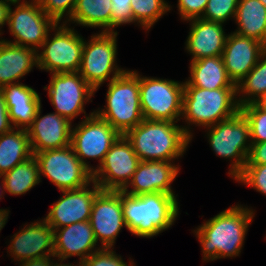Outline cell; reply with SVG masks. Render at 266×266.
Here are the masks:
<instances>
[{"label": "cell", "mask_w": 266, "mask_h": 266, "mask_svg": "<svg viewBox=\"0 0 266 266\" xmlns=\"http://www.w3.org/2000/svg\"><path fill=\"white\" fill-rule=\"evenodd\" d=\"M254 214L253 209L237 204L197 227L193 232L200 241L203 261L239 256Z\"/></svg>", "instance_id": "6da1fadb"}, {"label": "cell", "mask_w": 266, "mask_h": 266, "mask_svg": "<svg viewBox=\"0 0 266 266\" xmlns=\"http://www.w3.org/2000/svg\"><path fill=\"white\" fill-rule=\"evenodd\" d=\"M176 196L165 193L132 196L122 191V209L128 231L151 238L170 228L179 215Z\"/></svg>", "instance_id": "7a4b0ae2"}, {"label": "cell", "mask_w": 266, "mask_h": 266, "mask_svg": "<svg viewBox=\"0 0 266 266\" xmlns=\"http://www.w3.org/2000/svg\"><path fill=\"white\" fill-rule=\"evenodd\" d=\"M177 122L143 120L130 129L125 137L141 161H169L179 159L186 152L191 139Z\"/></svg>", "instance_id": "3957f363"}, {"label": "cell", "mask_w": 266, "mask_h": 266, "mask_svg": "<svg viewBox=\"0 0 266 266\" xmlns=\"http://www.w3.org/2000/svg\"><path fill=\"white\" fill-rule=\"evenodd\" d=\"M239 111L236 88L208 90L184 82L181 118L188 125L182 127L191 140V124L207 128L230 119Z\"/></svg>", "instance_id": "277c9868"}, {"label": "cell", "mask_w": 266, "mask_h": 266, "mask_svg": "<svg viewBox=\"0 0 266 266\" xmlns=\"http://www.w3.org/2000/svg\"><path fill=\"white\" fill-rule=\"evenodd\" d=\"M106 105L95 113L121 135L140 124L144 118L140 104L139 73L126 70L107 84Z\"/></svg>", "instance_id": "5b68a950"}, {"label": "cell", "mask_w": 266, "mask_h": 266, "mask_svg": "<svg viewBox=\"0 0 266 266\" xmlns=\"http://www.w3.org/2000/svg\"><path fill=\"white\" fill-rule=\"evenodd\" d=\"M206 129L208 142L214 153L222 158L231 159L228 174L235 179L244 169L252 144L247 119L239 111L230 119Z\"/></svg>", "instance_id": "8992f818"}, {"label": "cell", "mask_w": 266, "mask_h": 266, "mask_svg": "<svg viewBox=\"0 0 266 266\" xmlns=\"http://www.w3.org/2000/svg\"><path fill=\"white\" fill-rule=\"evenodd\" d=\"M117 35L118 32H99L84 41L78 72L96 92L105 81L110 82L126 71L116 63Z\"/></svg>", "instance_id": "52a82bcc"}, {"label": "cell", "mask_w": 266, "mask_h": 266, "mask_svg": "<svg viewBox=\"0 0 266 266\" xmlns=\"http://www.w3.org/2000/svg\"><path fill=\"white\" fill-rule=\"evenodd\" d=\"M140 104L145 120L178 122L182 114L184 82L139 74Z\"/></svg>", "instance_id": "ba28073f"}, {"label": "cell", "mask_w": 266, "mask_h": 266, "mask_svg": "<svg viewBox=\"0 0 266 266\" xmlns=\"http://www.w3.org/2000/svg\"><path fill=\"white\" fill-rule=\"evenodd\" d=\"M54 35L42 43V51L37 53L38 67L46 72L66 73L78 72L84 46L83 37L67 23H57L52 29Z\"/></svg>", "instance_id": "9c48e42d"}, {"label": "cell", "mask_w": 266, "mask_h": 266, "mask_svg": "<svg viewBox=\"0 0 266 266\" xmlns=\"http://www.w3.org/2000/svg\"><path fill=\"white\" fill-rule=\"evenodd\" d=\"M31 1V2H30ZM8 13L9 32L15 38L6 42L35 49L39 52L42 43L55 27L57 22L41 9L37 0H23L22 2H11Z\"/></svg>", "instance_id": "30bf717a"}, {"label": "cell", "mask_w": 266, "mask_h": 266, "mask_svg": "<svg viewBox=\"0 0 266 266\" xmlns=\"http://www.w3.org/2000/svg\"><path fill=\"white\" fill-rule=\"evenodd\" d=\"M38 162L40 176L47 177L60 191L88 185L92 172L76 156L71 145L33 154Z\"/></svg>", "instance_id": "8fae6325"}, {"label": "cell", "mask_w": 266, "mask_h": 266, "mask_svg": "<svg viewBox=\"0 0 266 266\" xmlns=\"http://www.w3.org/2000/svg\"><path fill=\"white\" fill-rule=\"evenodd\" d=\"M89 114L75 128L72 127L70 145L81 163L93 172L95 168L86 159H96L100 165L121 134L95 111Z\"/></svg>", "instance_id": "7c38bea8"}, {"label": "cell", "mask_w": 266, "mask_h": 266, "mask_svg": "<svg viewBox=\"0 0 266 266\" xmlns=\"http://www.w3.org/2000/svg\"><path fill=\"white\" fill-rule=\"evenodd\" d=\"M131 142L121 135L105 154L102 163L92 172V179L102 190L123 191L139 165Z\"/></svg>", "instance_id": "4fadbf2b"}, {"label": "cell", "mask_w": 266, "mask_h": 266, "mask_svg": "<svg viewBox=\"0 0 266 266\" xmlns=\"http://www.w3.org/2000/svg\"><path fill=\"white\" fill-rule=\"evenodd\" d=\"M48 97L55 112L69 120L86 112L84 105L95 94V90L80 76L79 72L53 73L48 86Z\"/></svg>", "instance_id": "5bb4252c"}, {"label": "cell", "mask_w": 266, "mask_h": 266, "mask_svg": "<svg viewBox=\"0 0 266 266\" xmlns=\"http://www.w3.org/2000/svg\"><path fill=\"white\" fill-rule=\"evenodd\" d=\"M90 224L102 248H113L120 230L127 226L122 209V191L101 190L94 198Z\"/></svg>", "instance_id": "9a60e30c"}, {"label": "cell", "mask_w": 266, "mask_h": 266, "mask_svg": "<svg viewBox=\"0 0 266 266\" xmlns=\"http://www.w3.org/2000/svg\"><path fill=\"white\" fill-rule=\"evenodd\" d=\"M91 183H93L92 189H90ZM101 190V187L92 180L84 187L61 191L63 196L52 204L44 220L54 230L73 223L89 221L94 198Z\"/></svg>", "instance_id": "2e32d148"}, {"label": "cell", "mask_w": 266, "mask_h": 266, "mask_svg": "<svg viewBox=\"0 0 266 266\" xmlns=\"http://www.w3.org/2000/svg\"><path fill=\"white\" fill-rule=\"evenodd\" d=\"M38 108L32 124L26 129L33 154L46 150L61 149L71 143L72 124L56 112L41 115Z\"/></svg>", "instance_id": "e0dca14e"}, {"label": "cell", "mask_w": 266, "mask_h": 266, "mask_svg": "<svg viewBox=\"0 0 266 266\" xmlns=\"http://www.w3.org/2000/svg\"><path fill=\"white\" fill-rule=\"evenodd\" d=\"M12 237L6 250L19 264L29 259L54 255V229L44 219L24 226Z\"/></svg>", "instance_id": "ac0fdd59"}, {"label": "cell", "mask_w": 266, "mask_h": 266, "mask_svg": "<svg viewBox=\"0 0 266 266\" xmlns=\"http://www.w3.org/2000/svg\"><path fill=\"white\" fill-rule=\"evenodd\" d=\"M266 46L256 39L228 34L222 59L228 77L238 84L255 67Z\"/></svg>", "instance_id": "d6986e66"}, {"label": "cell", "mask_w": 266, "mask_h": 266, "mask_svg": "<svg viewBox=\"0 0 266 266\" xmlns=\"http://www.w3.org/2000/svg\"><path fill=\"white\" fill-rule=\"evenodd\" d=\"M179 166L169 161H140L131 181L123 191L132 196L149 193L175 195L171 184L179 174ZM129 187L133 189L129 191Z\"/></svg>", "instance_id": "ffe728a7"}, {"label": "cell", "mask_w": 266, "mask_h": 266, "mask_svg": "<svg viewBox=\"0 0 266 266\" xmlns=\"http://www.w3.org/2000/svg\"><path fill=\"white\" fill-rule=\"evenodd\" d=\"M95 238L90 221H83L54 230V256L65 262L67 258L79 256V263L94 252L102 249L96 247Z\"/></svg>", "instance_id": "44dd1931"}, {"label": "cell", "mask_w": 266, "mask_h": 266, "mask_svg": "<svg viewBox=\"0 0 266 266\" xmlns=\"http://www.w3.org/2000/svg\"><path fill=\"white\" fill-rule=\"evenodd\" d=\"M188 22L191 26L185 50L192 55L191 61L222 55L228 37L222 23L201 18L191 19Z\"/></svg>", "instance_id": "7402d4cb"}, {"label": "cell", "mask_w": 266, "mask_h": 266, "mask_svg": "<svg viewBox=\"0 0 266 266\" xmlns=\"http://www.w3.org/2000/svg\"><path fill=\"white\" fill-rule=\"evenodd\" d=\"M9 120L13 128L27 129L41 106V97L34 88L23 83L2 87Z\"/></svg>", "instance_id": "603a6c76"}, {"label": "cell", "mask_w": 266, "mask_h": 266, "mask_svg": "<svg viewBox=\"0 0 266 266\" xmlns=\"http://www.w3.org/2000/svg\"><path fill=\"white\" fill-rule=\"evenodd\" d=\"M37 51L0 39V89L9 84L20 83L19 79L38 67Z\"/></svg>", "instance_id": "cb8c5ba5"}, {"label": "cell", "mask_w": 266, "mask_h": 266, "mask_svg": "<svg viewBox=\"0 0 266 266\" xmlns=\"http://www.w3.org/2000/svg\"><path fill=\"white\" fill-rule=\"evenodd\" d=\"M189 68L187 82L191 86L208 90L236 88V84L227 75L222 55L191 61Z\"/></svg>", "instance_id": "d4e9b609"}, {"label": "cell", "mask_w": 266, "mask_h": 266, "mask_svg": "<svg viewBox=\"0 0 266 266\" xmlns=\"http://www.w3.org/2000/svg\"><path fill=\"white\" fill-rule=\"evenodd\" d=\"M235 33L258 40L266 46V7L259 0H239Z\"/></svg>", "instance_id": "484cf974"}, {"label": "cell", "mask_w": 266, "mask_h": 266, "mask_svg": "<svg viewBox=\"0 0 266 266\" xmlns=\"http://www.w3.org/2000/svg\"><path fill=\"white\" fill-rule=\"evenodd\" d=\"M32 156L26 129L12 128L0 135V176Z\"/></svg>", "instance_id": "4316f807"}, {"label": "cell", "mask_w": 266, "mask_h": 266, "mask_svg": "<svg viewBox=\"0 0 266 266\" xmlns=\"http://www.w3.org/2000/svg\"><path fill=\"white\" fill-rule=\"evenodd\" d=\"M111 0H77L71 18L67 23L90 28H102L101 32H111Z\"/></svg>", "instance_id": "83f0119b"}, {"label": "cell", "mask_w": 266, "mask_h": 266, "mask_svg": "<svg viewBox=\"0 0 266 266\" xmlns=\"http://www.w3.org/2000/svg\"><path fill=\"white\" fill-rule=\"evenodd\" d=\"M0 178L5 182V192L10 195L26 194L35 185L41 182L38 162L34 155L26 161L17 164L10 171L4 173Z\"/></svg>", "instance_id": "f1b7e54d"}, {"label": "cell", "mask_w": 266, "mask_h": 266, "mask_svg": "<svg viewBox=\"0 0 266 266\" xmlns=\"http://www.w3.org/2000/svg\"><path fill=\"white\" fill-rule=\"evenodd\" d=\"M239 106L257 103L266 96V51L260 56L255 67L236 84ZM242 94V96H241Z\"/></svg>", "instance_id": "f546056e"}, {"label": "cell", "mask_w": 266, "mask_h": 266, "mask_svg": "<svg viewBox=\"0 0 266 266\" xmlns=\"http://www.w3.org/2000/svg\"><path fill=\"white\" fill-rule=\"evenodd\" d=\"M131 8L134 23L145 30L158 22V20L171 10V6L165 0H131Z\"/></svg>", "instance_id": "4dcf8cb0"}, {"label": "cell", "mask_w": 266, "mask_h": 266, "mask_svg": "<svg viewBox=\"0 0 266 266\" xmlns=\"http://www.w3.org/2000/svg\"><path fill=\"white\" fill-rule=\"evenodd\" d=\"M250 126L251 143L266 142V110L258 103L240 107Z\"/></svg>", "instance_id": "1f68e13d"}, {"label": "cell", "mask_w": 266, "mask_h": 266, "mask_svg": "<svg viewBox=\"0 0 266 266\" xmlns=\"http://www.w3.org/2000/svg\"><path fill=\"white\" fill-rule=\"evenodd\" d=\"M238 1L239 0H208L201 19L224 24L227 20L235 18Z\"/></svg>", "instance_id": "d6a6232c"}, {"label": "cell", "mask_w": 266, "mask_h": 266, "mask_svg": "<svg viewBox=\"0 0 266 266\" xmlns=\"http://www.w3.org/2000/svg\"><path fill=\"white\" fill-rule=\"evenodd\" d=\"M234 180L266 195V164L245 165L242 172Z\"/></svg>", "instance_id": "836d02e7"}, {"label": "cell", "mask_w": 266, "mask_h": 266, "mask_svg": "<svg viewBox=\"0 0 266 266\" xmlns=\"http://www.w3.org/2000/svg\"><path fill=\"white\" fill-rule=\"evenodd\" d=\"M41 9L47 16H50L60 24L62 18H66L64 23L71 18L77 0H37ZM67 16V17H66Z\"/></svg>", "instance_id": "e575fe53"}, {"label": "cell", "mask_w": 266, "mask_h": 266, "mask_svg": "<svg viewBox=\"0 0 266 266\" xmlns=\"http://www.w3.org/2000/svg\"><path fill=\"white\" fill-rule=\"evenodd\" d=\"M114 248H102L85 260L81 261L80 266H134L133 260L129 264L120 255H117Z\"/></svg>", "instance_id": "d590c367"}, {"label": "cell", "mask_w": 266, "mask_h": 266, "mask_svg": "<svg viewBox=\"0 0 266 266\" xmlns=\"http://www.w3.org/2000/svg\"><path fill=\"white\" fill-rule=\"evenodd\" d=\"M111 2V32H117L114 29L118 26L134 23L131 0H111Z\"/></svg>", "instance_id": "8d00e7d4"}, {"label": "cell", "mask_w": 266, "mask_h": 266, "mask_svg": "<svg viewBox=\"0 0 266 266\" xmlns=\"http://www.w3.org/2000/svg\"><path fill=\"white\" fill-rule=\"evenodd\" d=\"M208 0H178L177 8L181 19L188 21L201 18L206 9Z\"/></svg>", "instance_id": "74e56055"}, {"label": "cell", "mask_w": 266, "mask_h": 266, "mask_svg": "<svg viewBox=\"0 0 266 266\" xmlns=\"http://www.w3.org/2000/svg\"><path fill=\"white\" fill-rule=\"evenodd\" d=\"M266 164V142L252 143L245 165Z\"/></svg>", "instance_id": "f35d334b"}, {"label": "cell", "mask_w": 266, "mask_h": 266, "mask_svg": "<svg viewBox=\"0 0 266 266\" xmlns=\"http://www.w3.org/2000/svg\"><path fill=\"white\" fill-rule=\"evenodd\" d=\"M12 128L13 126L9 120L4 94L0 90V135L10 131Z\"/></svg>", "instance_id": "ab89813d"}, {"label": "cell", "mask_w": 266, "mask_h": 266, "mask_svg": "<svg viewBox=\"0 0 266 266\" xmlns=\"http://www.w3.org/2000/svg\"><path fill=\"white\" fill-rule=\"evenodd\" d=\"M54 255H49L46 257L29 259L23 262H20V266H54L56 263L54 262Z\"/></svg>", "instance_id": "60d3db41"}, {"label": "cell", "mask_w": 266, "mask_h": 266, "mask_svg": "<svg viewBox=\"0 0 266 266\" xmlns=\"http://www.w3.org/2000/svg\"><path fill=\"white\" fill-rule=\"evenodd\" d=\"M11 6V1L0 0V29L8 24V13ZM0 30V35L2 34Z\"/></svg>", "instance_id": "b9f144b4"}, {"label": "cell", "mask_w": 266, "mask_h": 266, "mask_svg": "<svg viewBox=\"0 0 266 266\" xmlns=\"http://www.w3.org/2000/svg\"><path fill=\"white\" fill-rule=\"evenodd\" d=\"M9 212L7 209H0V231L7 223Z\"/></svg>", "instance_id": "7bdbcfd3"}, {"label": "cell", "mask_w": 266, "mask_h": 266, "mask_svg": "<svg viewBox=\"0 0 266 266\" xmlns=\"http://www.w3.org/2000/svg\"><path fill=\"white\" fill-rule=\"evenodd\" d=\"M1 184H0V190H1V192H0V200H1V198L3 197V195H4V191H6V189H5V182H4V180H3V178H2V180H1ZM3 188V189H2Z\"/></svg>", "instance_id": "ee69618b"}, {"label": "cell", "mask_w": 266, "mask_h": 266, "mask_svg": "<svg viewBox=\"0 0 266 266\" xmlns=\"http://www.w3.org/2000/svg\"><path fill=\"white\" fill-rule=\"evenodd\" d=\"M262 108L266 110V96H264L260 101L257 102Z\"/></svg>", "instance_id": "f6af8a7d"}, {"label": "cell", "mask_w": 266, "mask_h": 266, "mask_svg": "<svg viewBox=\"0 0 266 266\" xmlns=\"http://www.w3.org/2000/svg\"><path fill=\"white\" fill-rule=\"evenodd\" d=\"M54 266H80V264L78 263L77 265H73L72 263L70 264V263H62L61 261H59V263L58 262H56V264L54 265Z\"/></svg>", "instance_id": "bcb514c9"}, {"label": "cell", "mask_w": 266, "mask_h": 266, "mask_svg": "<svg viewBox=\"0 0 266 266\" xmlns=\"http://www.w3.org/2000/svg\"><path fill=\"white\" fill-rule=\"evenodd\" d=\"M259 1L262 2L264 6L266 7V0H259Z\"/></svg>", "instance_id": "7dc6e473"}, {"label": "cell", "mask_w": 266, "mask_h": 266, "mask_svg": "<svg viewBox=\"0 0 266 266\" xmlns=\"http://www.w3.org/2000/svg\"><path fill=\"white\" fill-rule=\"evenodd\" d=\"M8 1H11V2H16V1H19V2H20L21 0H8Z\"/></svg>", "instance_id": "c3c4849f"}]
</instances>
